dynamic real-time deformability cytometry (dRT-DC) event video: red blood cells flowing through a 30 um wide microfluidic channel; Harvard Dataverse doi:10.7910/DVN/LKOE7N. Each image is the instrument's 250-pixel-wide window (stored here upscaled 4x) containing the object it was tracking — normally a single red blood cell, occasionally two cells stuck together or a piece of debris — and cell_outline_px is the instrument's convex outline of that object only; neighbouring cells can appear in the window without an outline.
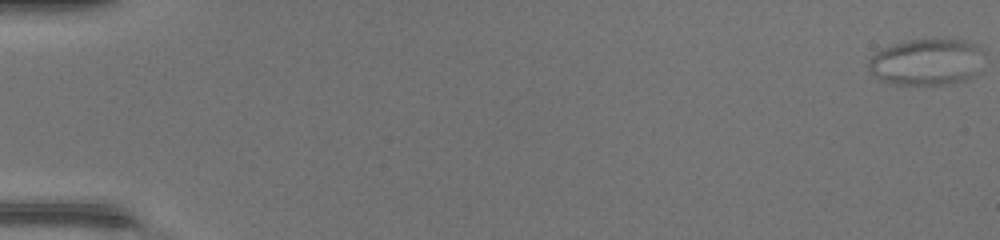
{"species": "common noctule bat (a hibernating species)", "species_latin": "Nyctalus noctula", "temperature_condition": "warm", "stored_images_in_passage": 49, "camera_frame_rate_fps": 3000, "um_per_image_px": 0.085, "animal": {"sex": "female", "body_mass_g": 17.0, "forearm_length_mm": 48.0}, "frame": {"image": 1, "passage_image": 1, "time_ms": 0.0, "image_size_px": [1000, 240], "cell_outline_px": [[984, 52], [980, 72], [956, 84], [888, 84], [880, 80], [868, 68], [868, 60], [876, 52], [884, 48], [908, 40], [932, 36], [964, 40], [976, 44]], "centroid_in_image_um": [78.82, 5.24], "position_along_channel_um": 6.2, "area_um2": 32.19}}
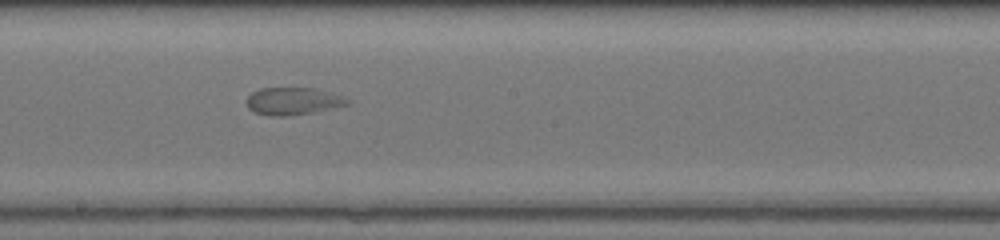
{"frame": {"image": 2, "passage_image": 29, "time_ms": 9.333, "image_size_px": [1000, 240], "cell_outline_px": [[352, 100], [348, 104], [312, 112], [288, 116], [272, 116], [256, 112], [248, 108], [244, 100], [252, 92], [260, 88], [316, 88], [344, 96]], "centroid_in_image_um": [24.89, 8.58], "position_along_channel_um": 223.3, "area_um2": 16.13}}
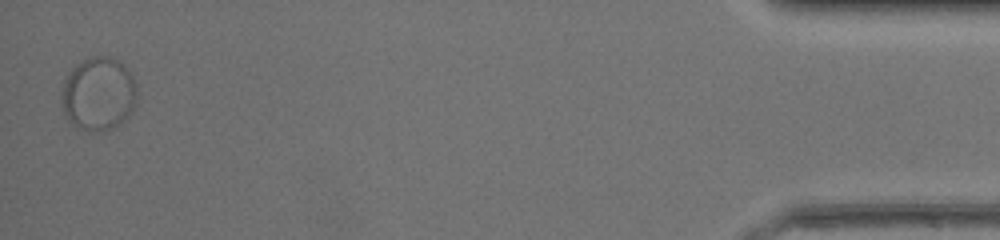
{"frame": {"image": 3, "passage_image": 49, "time_ms": 16.0, "image_size_px": [1000, 240], "cell_outline_px": [[136, 104], [132, 112], [124, 120], [112, 128], [104, 132], [88, 132], [80, 128], [68, 120], [64, 112], [60, 100], [60, 96], [64, 80], [68, 72], [76, 64], [92, 56], [108, 56], [120, 60], [128, 68], [136, 84]], "centroid_in_image_um": [8.37, 7.98], "position_along_channel_um": 426.8, "area_um2": 32.83}}